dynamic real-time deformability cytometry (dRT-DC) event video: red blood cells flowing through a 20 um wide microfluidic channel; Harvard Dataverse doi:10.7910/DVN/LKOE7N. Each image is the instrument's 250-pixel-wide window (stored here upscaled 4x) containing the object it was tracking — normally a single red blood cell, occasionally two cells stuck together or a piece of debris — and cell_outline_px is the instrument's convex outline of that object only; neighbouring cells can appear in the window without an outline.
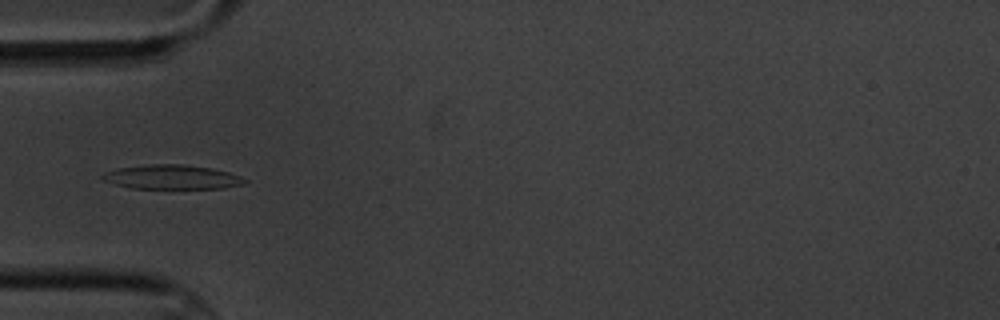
{"species": "common noctule bat (a hibernating species)", "species_latin": "Nyctalus noctula", "temperature_condition": "cold", "stored_images_in_passage": 15, "camera_frame_rate_fps": 3000, "um_per_image_px": 0.085, "animal": {"sex": "male", "body_mass_g": 20.1, "forearm_length_mm": 53.5}, "frame": {"image": 1, "passage_image": 5, "time_ms": 5.667, "image_size_px": [1000, 320], "cell_outline_px": [[248, 180], [244, 184], [224, 188], [132, 188], [112, 184], [100, 180], [100, 176], [104, 172], [116, 168], [148, 164], [184, 164], [212, 168], [228, 172], [240, 176]], "centroid_in_image_um": [14.56, 15.04], "position_along_channel_um": 70.4, "area_um2": 20.35}}
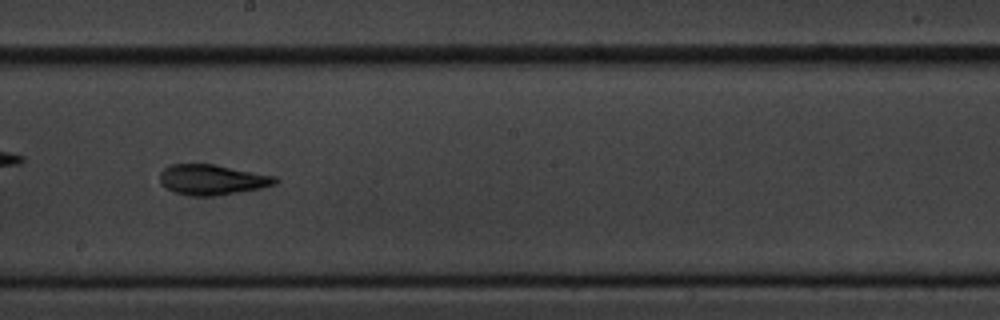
{"frame": {"image": 2, "passage_image": 9, "time_ms": 10.333, "image_size_px": [1000, 320], "cell_outline_px": [[280, 180], [276, 184], [260, 188], [216, 196], [196, 196], [176, 192], [160, 184], [160, 172], [168, 164], [212, 164], [276, 176]], "centroid_in_image_um": [18.04, 15.27], "position_along_channel_um": 230.2, "area_um2": 20.29}}
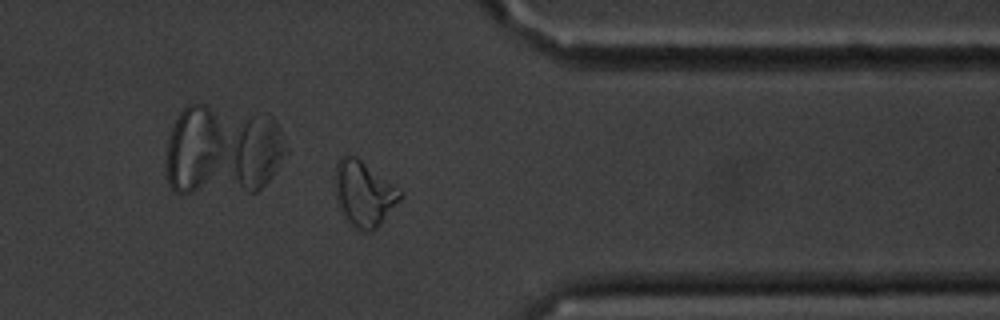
{"frame": {"image": 3, "passage_image": 13, "time_ms": 15.0, "image_size_px": [1000, 320], "cell_outline_px": [[404, 196], [384, 220], [372, 232], [356, 232], [340, 212], [336, 200], [336, 160], [340, 156], [356, 156], [404, 192]], "centroid_in_image_um": [30.94, 16.51], "position_along_channel_um": 380.5, "area_um2": 25.14}, "authors_computed_cell_mechanics": {"area_um2": 20.23, "velocity_mm_per_s": 3.4106, "shape_relaxation_time_tau1_ms": 5.8282, "shape_relaxation_time_tau2_ms": 2.4239, "deformation_change_tau1": 0.1865, "deformation_change_tau2": 0.0889}}